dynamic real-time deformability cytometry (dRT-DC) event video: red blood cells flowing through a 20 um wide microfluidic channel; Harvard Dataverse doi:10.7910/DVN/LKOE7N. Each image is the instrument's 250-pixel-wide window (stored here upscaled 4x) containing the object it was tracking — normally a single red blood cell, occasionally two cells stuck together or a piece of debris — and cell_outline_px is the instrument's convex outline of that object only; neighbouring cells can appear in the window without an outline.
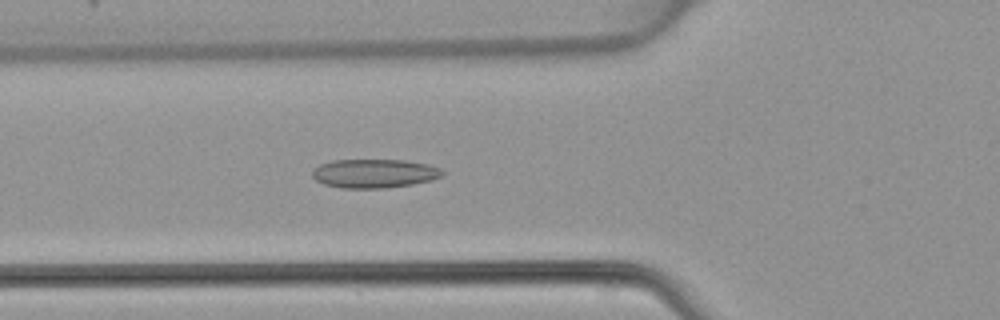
{"species": "common noctule bat (a hibernating species)", "species_latin": "Nyctalus noctula", "temperature_condition": "warm", "stored_images_in_passage": 47, "camera_frame_rate_fps": 3000, "um_per_image_px": 0.085, "animal": {"sex": "female", "body_mass_g": 22.7, "forearm_length_mm": 54.2}, "frame": {"image": 1, "passage_image": 17, "time_ms": 5.333, "image_size_px": [1000, 320], "cell_outline_px": [[444, 172], [440, 176], [428, 180], [412, 184], [384, 188], [340, 188], [324, 184], [316, 180], [312, 176], [312, 172], [320, 164], [332, 160], [404, 160], [428, 164], [440, 168]], "centroid_in_image_um": [31.78, 14.74], "position_along_channel_um": 94.0, "area_um2": 21.68}}
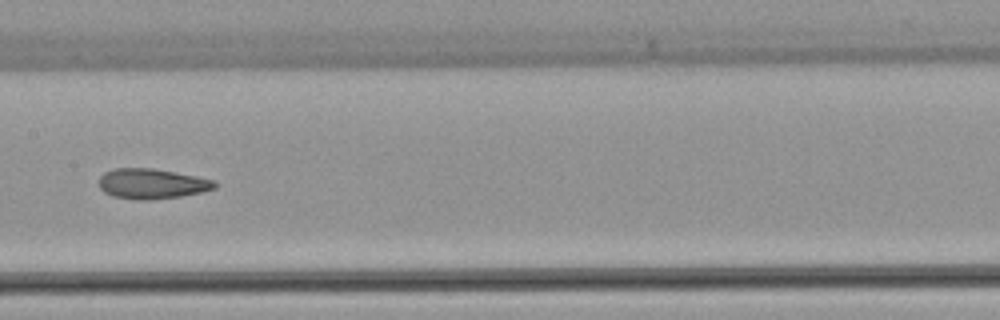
{"frame": {"image": 2, "passage_image": 24, "time_ms": 7.667, "image_size_px": [1000, 320], "cell_outline_px": [[216, 188], [204, 192], [180, 196], [148, 200], [136, 200], [112, 196], [104, 192], [100, 188], [100, 176], [104, 172], [112, 168], [152, 168], [196, 176], [216, 180]], "centroid_in_image_um": [12.91, 15.62], "position_along_channel_um": 194.5, "area_um2": 20.46}}
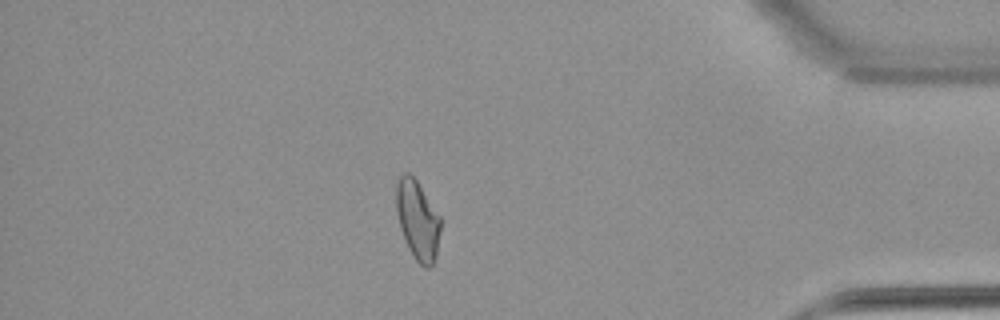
{"frame": {"image": 3, "passage_image": 41, "time_ms": 13.333, "image_size_px": [1000, 320], "cell_outline_px": [[440, 228], [436, 256], [432, 264], [428, 268], [424, 268], [416, 260], [400, 228], [396, 212], [396, 184], [400, 176], [404, 172], [408, 172], [416, 180], [440, 216]], "centroid_in_image_um": [35.49, 18.68], "position_along_channel_um": 399.7, "area_um2": 20.06}}